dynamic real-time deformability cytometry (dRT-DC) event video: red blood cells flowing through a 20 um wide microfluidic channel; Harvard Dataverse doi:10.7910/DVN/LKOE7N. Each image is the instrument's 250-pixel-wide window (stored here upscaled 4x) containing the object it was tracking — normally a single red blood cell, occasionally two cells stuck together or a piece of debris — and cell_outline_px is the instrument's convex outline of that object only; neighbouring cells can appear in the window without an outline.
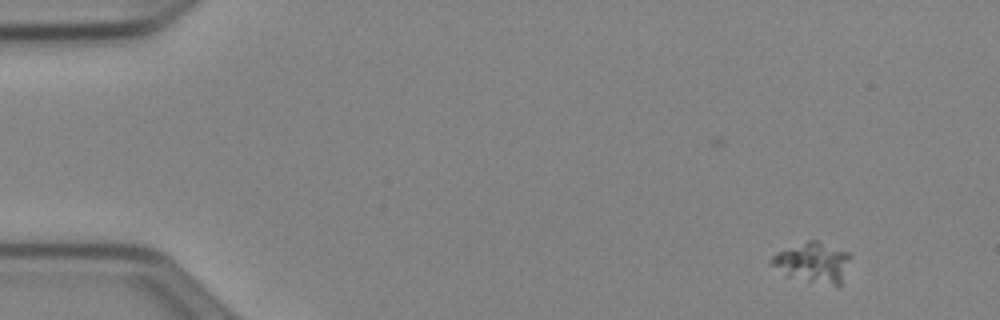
{"species": "Egyptian fruit bat (a non-hibernating species)", "species_latin": "Rousettus aegyptiacus", "temperature_condition": "cold", "stored_images_in_passage": 41, "camera_frame_rate_fps": 3000, "um_per_image_px": 0.085, "animal": {"sex": "female"}, "frame": {"image": 1, "passage_image": 2, "time_ms": 0.333, "image_size_px": [1000, 320], "cell_outline_px": [[852, 256], [840, 288], [836, 288], [788, 276], [768, 264], [768, 260], [776, 252], [808, 240], [816, 240], [848, 252]], "centroid_in_image_um": [69.12, 22.34], "position_along_channel_um": 15.9, "area_um2": 18.96}}
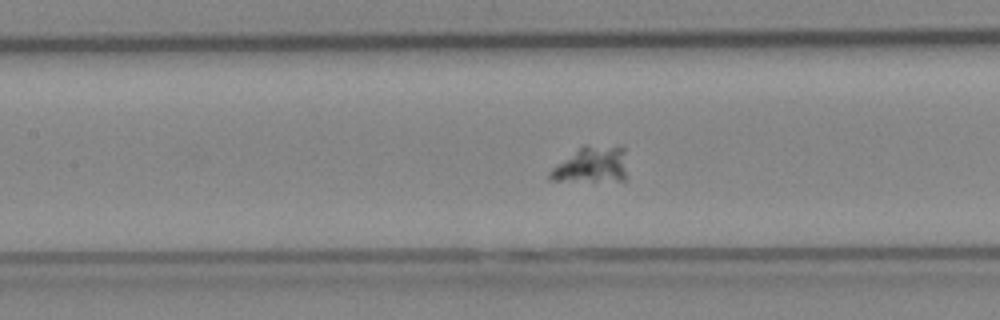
{"frame": {"image": 2, "passage_image": 22, "time_ms": 7.0, "image_size_px": [1000, 320], "cell_outline_px": [[624, 180], [548, 180], [548, 172], [552, 168], [584, 144], [624, 148]], "centroid_in_image_um": [50.23, 13.99], "position_along_channel_um": 157.2, "area_um2": 15.66}}
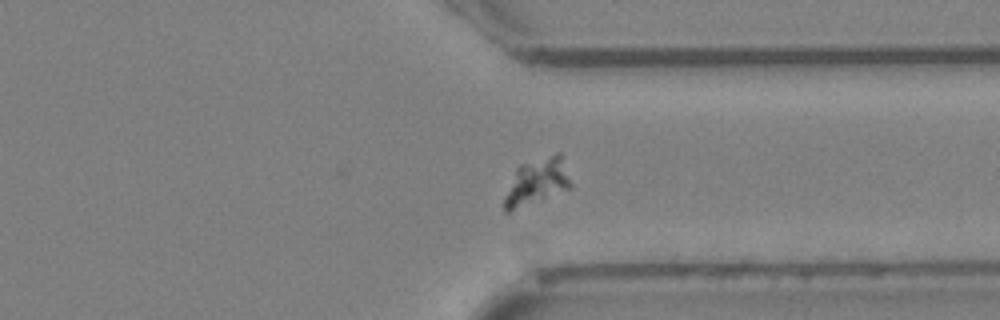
{"frame": {"image": 3, "passage_image": 38, "time_ms": 12.333, "image_size_px": [1000, 320], "cell_outline_px": [[572, 188], [508, 212], [504, 212], [504, 196], [516, 168], [520, 164], [556, 152], [560, 152], [572, 184]], "centroid_in_image_um": [45.64, 15.43], "position_along_channel_um": 365.8, "area_um2": 17.98}}